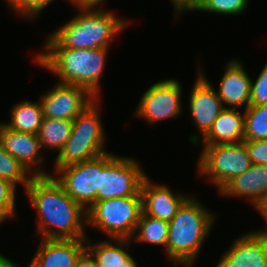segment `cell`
<instances>
[{
    "label": "cell",
    "instance_id": "6da1fadb",
    "mask_svg": "<svg viewBox=\"0 0 267 267\" xmlns=\"http://www.w3.org/2000/svg\"><path fill=\"white\" fill-rule=\"evenodd\" d=\"M36 209V235L41 239H87V212L75 202L53 175L34 176L25 189Z\"/></svg>",
    "mask_w": 267,
    "mask_h": 267
},
{
    "label": "cell",
    "instance_id": "7a4b0ae2",
    "mask_svg": "<svg viewBox=\"0 0 267 267\" xmlns=\"http://www.w3.org/2000/svg\"><path fill=\"white\" fill-rule=\"evenodd\" d=\"M42 49L34 59L37 65L57 75V82L82 86L100 99V82L110 48H63L49 35Z\"/></svg>",
    "mask_w": 267,
    "mask_h": 267
},
{
    "label": "cell",
    "instance_id": "3957f363",
    "mask_svg": "<svg viewBox=\"0 0 267 267\" xmlns=\"http://www.w3.org/2000/svg\"><path fill=\"white\" fill-rule=\"evenodd\" d=\"M215 214L189 196L168 222L166 256L174 267H192L215 222Z\"/></svg>",
    "mask_w": 267,
    "mask_h": 267
},
{
    "label": "cell",
    "instance_id": "277c9868",
    "mask_svg": "<svg viewBox=\"0 0 267 267\" xmlns=\"http://www.w3.org/2000/svg\"><path fill=\"white\" fill-rule=\"evenodd\" d=\"M50 36L63 48H110L112 41L129 25L127 19L103 9H78Z\"/></svg>",
    "mask_w": 267,
    "mask_h": 267
},
{
    "label": "cell",
    "instance_id": "5b68a950",
    "mask_svg": "<svg viewBox=\"0 0 267 267\" xmlns=\"http://www.w3.org/2000/svg\"><path fill=\"white\" fill-rule=\"evenodd\" d=\"M100 100L97 98L73 119L71 135L54 160V170L78 164L108 151L106 133L101 122Z\"/></svg>",
    "mask_w": 267,
    "mask_h": 267
},
{
    "label": "cell",
    "instance_id": "8992f818",
    "mask_svg": "<svg viewBox=\"0 0 267 267\" xmlns=\"http://www.w3.org/2000/svg\"><path fill=\"white\" fill-rule=\"evenodd\" d=\"M87 226L111 239H131L142 214L141 196L95 202L87 211Z\"/></svg>",
    "mask_w": 267,
    "mask_h": 267
},
{
    "label": "cell",
    "instance_id": "52a82bcc",
    "mask_svg": "<svg viewBox=\"0 0 267 267\" xmlns=\"http://www.w3.org/2000/svg\"><path fill=\"white\" fill-rule=\"evenodd\" d=\"M197 164V175L206 176L218 192L234 177L252 165L243 141L229 144L202 145Z\"/></svg>",
    "mask_w": 267,
    "mask_h": 267
},
{
    "label": "cell",
    "instance_id": "ba28073f",
    "mask_svg": "<svg viewBox=\"0 0 267 267\" xmlns=\"http://www.w3.org/2000/svg\"><path fill=\"white\" fill-rule=\"evenodd\" d=\"M135 159L111 152L100 155V191L97 192V202L141 196L140 186L146 173Z\"/></svg>",
    "mask_w": 267,
    "mask_h": 267
},
{
    "label": "cell",
    "instance_id": "9c48e42d",
    "mask_svg": "<svg viewBox=\"0 0 267 267\" xmlns=\"http://www.w3.org/2000/svg\"><path fill=\"white\" fill-rule=\"evenodd\" d=\"M181 94V83L175 78L157 81L143 93L133 115L150 125L176 119L183 114Z\"/></svg>",
    "mask_w": 267,
    "mask_h": 267
},
{
    "label": "cell",
    "instance_id": "30bf717a",
    "mask_svg": "<svg viewBox=\"0 0 267 267\" xmlns=\"http://www.w3.org/2000/svg\"><path fill=\"white\" fill-rule=\"evenodd\" d=\"M52 172L65 192L86 211L97 202V192L100 191V156Z\"/></svg>",
    "mask_w": 267,
    "mask_h": 267
},
{
    "label": "cell",
    "instance_id": "8fae6325",
    "mask_svg": "<svg viewBox=\"0 0 267 267\" xmlns=\"http://www.w3.org/2000/svg\"><path fill=\"white\" fill-rule=\"evenodd\" d=\"M96 99L87 88L57 82L39 101L43 117L73 120Z\"/></svg>",
    "mask_w": 267,
    "mask_h": 267
},
{
    "label": "cell",
    "instance_id": "7c38bea8",
    "mask_svg": "<svg viewBox=\"0 0 267 267\" xmlns=\"http://www.w3.org/2000/svg\"><path fill=\"white\" fill-rule=\"evenodd\" d=\"M197 67V79L191 88L189 96V112L194 125L200 130V135L192 134L189 137L190 143L194 146L209 132L214 121L224 108L216 89L206 78V73H204V70L202 72L200 65H197Z\"/></svg>",
    "mask_w": 267,
    "mask_h": 267
},
{
    "label": "cell",
    "instance_id": "4fadbf2b",
    "mask_svg": "<svg viewBox=\"0 0 267 267\" xmlns=\"http://www.w3.org/2000/svg\"><path fill=\"white\" fill-rule=\"evenodd\" d=\"M0 143L33 176L51 175L41 168L45 157L37 135L11 130L1 122Z\"/></svg>",
    "mask_w": 267,
    "mask_h": 267
},
{
    "label": "cell",
    "instance_id": "5bb4252c",
    "mask_svg": "<svg viewBox=\"0 0 267 267\" xmlns=\"http://www.w3.org/2000/svg\"><path fill=\"white\" fill-rule=\"evenodd\" d=\"M216 267H267V236L260 229L241 234Z\"/></svg>",
    "mask_w": 267,
    "mask_h": 267
},
{
    "label": "cell",
    "instance_id": "9a60e30c",
    "mask_svg": "<svg viewBox=\"0 0 267 267\" xmlns=\"http://www.w3.org/2000/svg\"><path fill=\"white\" fill-rule=\"evenodd\" d=\"M142 211L144 214L170 222L176 215L179 207L190 196L173 193L167 185L155 184L147 175L140 186Z\"/></svg>",
    "mask_w": 267,
    "mask_h": 267
},
{
    "label": "cell",
    "instance_id": "2e32d148",
    "mask_svg": "<svg viewBox=\"0 0 267 267\" xmlns=\"http://www.w3.org/2000/svg\"><path fill=\"white\" fill-rule=\"evenodd\" d=\"M243 62L231 59L226 63L216 92L224 108L240 109L250 106L252 77L243 66Z\"/></svg>",
    "mask_w": 267,
    "mask_h": 267
},
{
    "label": "cell",
    "instance_id": "e0dca14e",
    "mask_svg": "<svg viewBox=\"0 0 267 267\" xmlns=\"http://www.w3.org/2000/svg\"><path fill=\"white\" fill-rule=\"evenodd\" d=\"M223 197H244L259 211L267 202V165L252 164L234 177L219 192Z\"/></svg>",
    "mask_w": 267,
    "mask_h": 267
},
{
    "label": "cell",
    "instance_id": "ac0fdd59",
    "mask_svg": "<svg viewBox=\"0 0 267 267\" xmlns=\"http://www.w3.org/2000/svg\"><path fill=\"white\" fill-rule=\"evenodd\" d=\"M40 245L27 267H75L86 250V239H40Z\"/></svg>",
    "mask_w": 267,
    "mask_h": 267
},
{
    "label": "cell",
    "instance_id": "d6986e66",
    "mask_svg": "<svg viewBox=\"0 0 267 267\" xmlns=\"http://www.w3.org/2000/svg\"><path fill=\"white\" fill-rule=\"evenodd\" d=\"M244 139V110L223 108L209 132L198 141L200 145L229 144Z\"/></svg>",
    "mask_w": 267,
    "mask_h": 267
},
{
    "label": "cell",
    "instance_id": "ffe728a7",
    "mask_svg": "<svg viewBox=\"0 0 267 267\" xmlns=\"http://www.w3.org/2000/svg\"><path fill=\"white\" fill-rule=\"evenodd\" d=\"M107 240H101L92 244L90 238L87 237L86 239V250L95 259L97 266L121 267L125 265V260L130 256V252L127 251L132 244L131 240L114 238Z\"/></svg>",
    "mask_w": 267,
    "mask_h": 267
},
{
    "label": "cell",
    "instance_id": "44dd1931",
    "mask_svg": "<svg viewBox=\"0 0 267 267\" xmlns=\"http://www.w3.org/2000/svg\"><path fill=\"white\" fill-rule=\"evenodd\" d=\"M10 121L3 122L9 129L37 135L42 123L43 113L40 101L23 100L10 110Z\"/></svg>",
    "mask_w": 267,
    "mask_h": 267
},
{
    "label": "cell",
    "instance_id": "7402d4cb",
    "mask_svg": "<svg viewBox=\"0 0 267 267\" xmlns=\"http://www.w3.org/2000/svg\"><path fill=\"white\" fill-rule=\"evenodd\" d=\"M72 128L73 120L43 117L37 134L42 150L59 153L69 139Z\"/></svg>",
    "mask_w": 267,
    "mask_h": 267
},
{
    "label": "cell",
    "instance_id": "603a6c76",
    "mask_svg": "<svg viewBox=\"0 0 267 267\" xmlns=\"http://www.w3.org/2000/svg\"><path fill=\"white\" fill-rule=\"evenodd\" d=\"M168 234L169 225L167 221L148 216L142 212L139 224L136 226L130 240L137 244L160 245L165 247L166 252Z\"/></svg>",
    "mask_w": 267,
    "mask_h": 267
},
{
    "label": "cell",
    "instance_id": "cb8c5ba5",
    "mask_svg": "<svg viewBox=\"0 0 267 267\" xmlns=\"http://www.w3.org/2000/svg\"><path fill=\"white\" fill-rule=\"evenodd\" d=\"M267 139V104L250 105L244 110V139Z\"/></svg>",
    "mask_w": 267,
    "mask_h": 267
},
{
    "label": "cell",
    "instance_id": "d4e9b609",
    "mask_svg": "<svg viewBox=\"0 0 267 267\" xmlns=\"http://www.w3.org/2000/svg\"><path fill=\"white\" fill-rule=\"evenodd\" d=\"M33 177L26 167L11 156L0 143V178L10 181L16 187L22 184L25 190Z\"/></svg>",
    "mask_w": 267,
    "mask_h": 267
},
{
    "label": "cell",
    "instance_id": "484cf974",
    "mask_svg": "<svg viewBox=\"0 0 267 267\" xmlns=\"http://www.w3.org/2000/svg\"><path fill=\"white\" fill-rule=\"evenodd\" d=\"M248 0H203L194 11L236 16L248 8Z\"/></svg>",
    "mask_w": 267,
    "mask_h": 267
},
{
    "label": "cell",
    "instance_id": "4316f807",
    "mask_svg": "<svg viewBox=\"0 0 267 267\" xmlns=\"http://www.w3.org/2000/svg\"><path fill=\"white\" fill-rule=\"evenodd\" d=\"M52 1L54 0H6L10 11L30 21L37 19L41 11L45 10Z\"/></svg>",
    "mask_w": 267,
    "mask_h": 267
},
{
    "label": "cell",
    "instance_id": "83f0119b",
    "mask_svg": "<svg viewBox=\"0 0 267 267\" xmlns=\"http://www.w3.org/2000/svg\"><path fill=\"white\" fill-rule=\"evenodd\" d=\"M16 189L10 181L0 178V213L6 219L16 215Z\"/></svg>",
    "mask_w": 267,
    "mask_h": 267
},
{
    "label": "cell",
    "instance_id": "f1b7e54d",
    "mask_svg": "<svg viewBox=\"0 0 267 267\" xmlns=\"http://www.w3.org/2000/svg\"><path fill=\"white\" fill-rule=\"evenodd\" d=\"M267 104V63L264 65L255 81H251L250 105Z\"/></svg>",
    "mask_w": 267,
    "mask_h": 267
},
{
    "label": "cell",
    "instance_id": "f546056e",
    "mask_svg": "<svg viewBox=\"0 0 267 267\" xmlns=\"http://www.w3.org/2000/svg\"><path fill=\"white\" fill-rule=\"evenodd\" d=\"M252 164L267 165V139L243 140Z\"/></svg>",
    "mask_w": 267,
    "mask_h": 267
},
{
    "label": "cell",
    "instance_id": "4dcf8cb0",
    "mask_svg": "<svg viewBox=\"0 0 267 267\" xmlns=\"http://www.w3.org/2000/svg\"><path fill=\"white\" fill-rule=\"evenodd\" d=\"M175 11L176 18L177 15L179 16L180 14H184V12H194V10L198 7V5L203 1V0H170Z\"/></svg>",
    "mask_w": 267,
    "mask_h": 267
},
{
    "label": "cell",
    "instance_id": "1f68e13d",
    "mask_svg": "<svg viewBox=\"0 0 267 267\" xmlns=\"http://www.w3.org/2000/svg\"><path fill=\"white\" fill-rule=\"evenodd\" d=\"M74 8L78 9H103L101 4L106 0H67Z\"/></svg>",
    "mask_w": 267,
    "mask_h": 267
},
{
    "label": "cell",
    "instance_id": "d6a6232c",
    "mask_svg": "<svg viewBox=\"0 0 267 267\" xmlns=\"http://www.w3.org/2000/svg\"><path fill=\"white\" fill-rule=\"evenodd\" d=\"M75 267H98L92 255L85 250L78 258Z\"/></svg>",
    "mask_w": 267,
    "mask_h": 267
},
{
    "label": "cell",
    "instance_id": "836d02e7",
    "mask_svg": "<svg viewBox=\"0 0 267 267\" xmlns=\"http://www.w3.org/2000/svg\"><path fill=\"white\" fill-rule=\"evenodd\" d=\"M0 267H19V265L0 253Z\"/></svg>",
    "mask_w": 267,
    "mask_h": 267
},
{
    "label": "cell",
    "instance_id": "e575fe53",
    "mask_svg": "<svg viewBox=\"0 0 267 267\" xmlns=\"http://www.w3.org/2000/svg\"><path fill=\"white\" fill-rule=\"evenodd\" d=\"M259 214L262 216V218L264 219L266 225H267V202L265 203V205L258 211ZM264 235L267 236V226L266 228L263 230H260Z\"/></svg>",
    "mask_w": 267,
    "mask_h": 267
},
{
    "label": "cell",
    "instance_id": "d590c367",
    "mask_svg": "<svg viewBox=\"0 0 267 267\" xmlns=\"http://www.w3.org/2000/svg\"><path fill=\"white\" fill-rule=\"evenodd\" d=\"M121 267H138V264H137V261L135 260V258L130 255L125 260V265H122Z\"/></svg>",
    "mask_w": 267,
    "mask_h": 267
},
{
    "label": "cell",
    "instance_id": "8d00e7d4",
    "mask_svg": "<svg viewBox=\"0 0 267 267\" xmlns=\"http://www.w3.org/2000/svg\"><path fill=\"white\" fill-rule=\"evenodd\" d=\"M7 219L0 213V224L4 223Z\"/></svg>",
    "mask_w": 267,
    "mask_h": 267
}]
</instances>
